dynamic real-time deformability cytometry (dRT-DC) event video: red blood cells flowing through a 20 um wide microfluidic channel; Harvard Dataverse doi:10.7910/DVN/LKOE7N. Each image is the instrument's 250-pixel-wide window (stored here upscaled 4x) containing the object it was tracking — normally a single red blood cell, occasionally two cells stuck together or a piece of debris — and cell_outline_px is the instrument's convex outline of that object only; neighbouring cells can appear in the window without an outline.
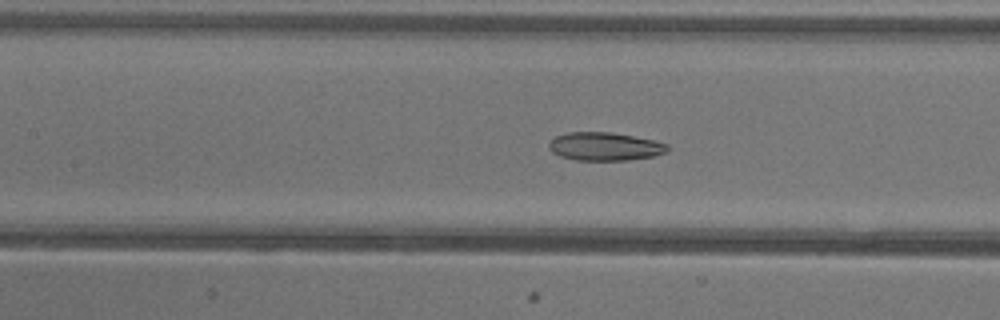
{"species": "common noctule bat (a hibernating species)", "species_latin": "Nyctalus noctula", "temperature_condition": "warm", "stored_images_in_passage": 27, "camera_frame_rate_fps": 3000, "um_per_image_px": 0.085, "animal": {"sex": "female"}, "frame": {"image": 1, "passage_image": 22, "time_ms": 7.0, "image_size_px": [1000, 320], "cell_outline_px": [[668, 152], [652, 156], [628, 160], [576, 160], [560, 156], [552, 152], [548, 148], [548, 144], [556, 136], [568, 132], [612, 132], [652, 140], [668, 144]], "centroid_in_image_um": [51.39, 12.45], "position_along_channel_um": 156.0, "area_um2": 19.42}}
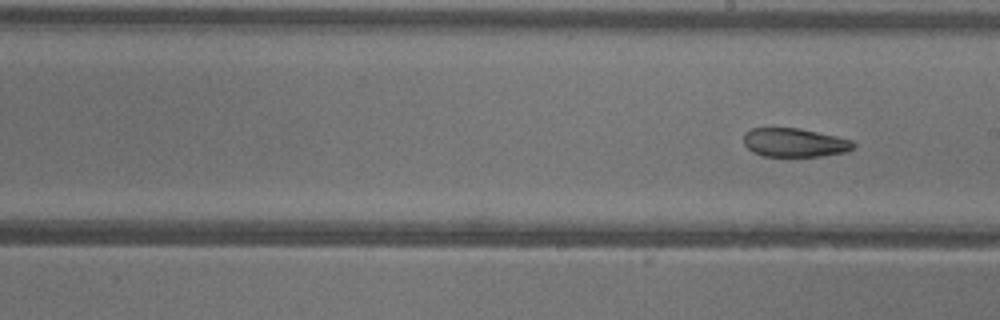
{"frame": {"image": 2, "passage_image": 27, "time_ms": 8.667, "image_size_px": [1000, 320], "cell_outline_px": [[856, 144], [852, 148], [844, 152], [820, 156], [764, 156], [752, 152], [744, 144], [744, 132], [752, 128], [800, 128], [836, 136], [852, 140]], "centroid_in_image_um": [67.51, 12.11], "position_along_channel_um": 221.5, "area_um2": 18.32}}